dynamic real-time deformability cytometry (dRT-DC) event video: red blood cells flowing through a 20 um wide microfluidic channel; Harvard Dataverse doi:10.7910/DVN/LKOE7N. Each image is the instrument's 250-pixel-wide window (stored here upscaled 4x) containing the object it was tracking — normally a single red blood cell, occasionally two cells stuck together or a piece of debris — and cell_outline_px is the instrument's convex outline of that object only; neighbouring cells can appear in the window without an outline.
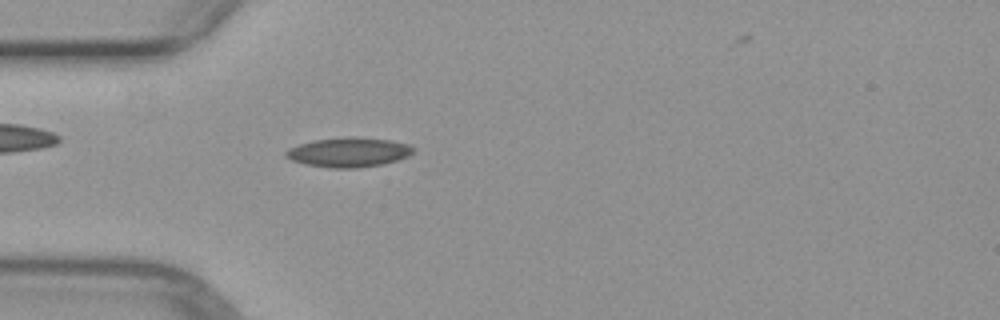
{"species": "common noctule bat (a hibernating species)", "species_latin": "Nyctalus noctula", "temperature_condition": "warm", "stored_images_in_passage": 50, "camera_frame_rate_fps": 3000, "um_per_image_px": 0.085, "animal": {"sex": "female", "body_mass_g": 29.2, "forearm_length_mm": 56.3}, "frame": {"image": 1, "passage_image": 14, "time_ms": 4.333, "image_size_px": [1000, 320], "cell_outline_px": [[416, 148], [408, 156], [384, 164], [356, 168], [332, 168], [304, 164], [292, 160], [284, 156], [284, 152], [288, 148], [312, 140], [344, 136], [356, 136], [388, 140], [408, 144]], "centroid_in_image_um": [29.61, 12.93], "position_along_channel_um": 55.4, "area_um2": 22.14}}
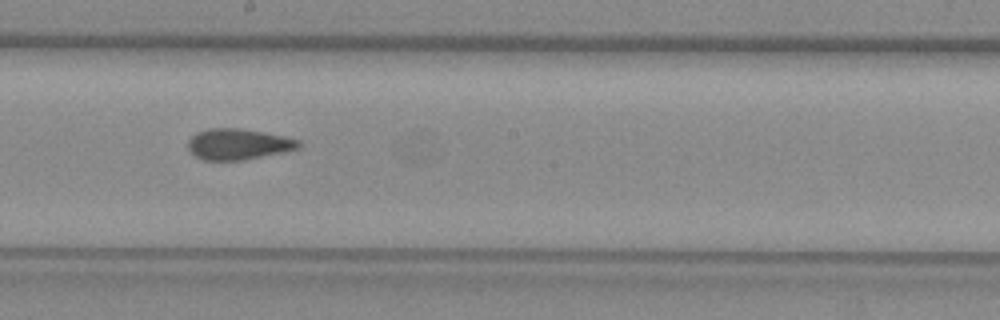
{"frame": {"image": 2, "passage_image": 27, "time_ms": 8.667, "image_size_px": [1000, 320], "cell_outline_px": [[304, 144], [300, 148], [284, 152], [244, 160], [204, 160], [196, 156], [188, 148], [188, 140], [196, 132], [212, 128], [240, 128], [264, 132], [284, 136], [300, 140]], "centroid_in_image_um": [20.3, 12.25], "position_along_channel_um": 227.9, "area_um2": 20.06}}
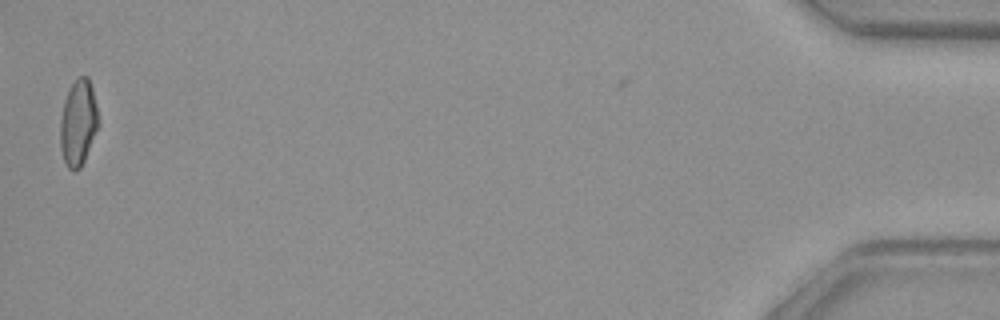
{"frame": {"image": 3, "passage_image": 49, "time_ms": 16.0, "image_size_px": [1000, 320], "cell_outline_px": [[100, 124], [84, 160], [80, 168], [72, 172], [68, 168], [64, 160], [60, 148], [60, 116], [64, 100], [72, 84], [80, 76], [88, 76], [92, 88], [100, 120]], "centroid_in_image_um": [6.65, 10.45], "position_along_channel_um": 428.5, "area_um2": 19.25}}